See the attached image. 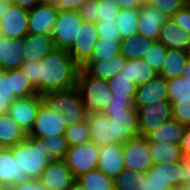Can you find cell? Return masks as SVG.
I'll return each instance as SVG.
<instances>
[{"instance_id": "obj_32", "label": "cell", "mask_w": 190, "mask_h": 190, "mask_svg": "<svg viewBox=\"0 0 190 190\" xmlns=\"http://www.w3.org/2000/svg\"><path fill=\"white\" fill-rule=\"evenodd\" d=\"M77 180L86 190H115L114 179L98 169L77 177Z\"/></svg>"}, {"instance_id": "obj_64", "label": "cell", "mask_w": 190, "mask_h": 190, "mask_svg": "<svg viewBox=\"0 0 190 190\" xmlns=\"http://www.w3.org/2000/svg\"><path fill=\"white\" fill-rule=\"evenodd\" d=\"M4 186L0 184V190H3Z\"/></svg>"}, {"instance_id": "obj_22", "label": "cell", "mask_w": 190, "mask_h": 190, "mask_svg": "<svg viewBox=\"0 0 190 190\" xmlns=\"http://www.w3.org/2000/svg\"><path fill=\"white\" fill-rule=\"evenodd\" d=\"M24 62L42 61L46 55L56 49L51 35L28 33L23 38Z\"/></svg>"}, {"instance_id": "obj_35", "label": "cell", "mask_w": 190, "mask_h": 190, "mask_svg": "<svg viewBox=\"0 0 190 190\" xmlns=\"http://www.w3.org/2000/svg\"><path fill=\"white\" fill-rule=\"evenodd\" d=\"M107 82L112 90L113 98H132L134 100L137 85L132 79L126 75L117 73Z\"/></svg>"}, {"instance_id": "obj_59", "label": "cell", "mask_w": 190, "mask_h": 190, "mask_svg": "<svg viewBox=\"0 0 190 190\" xmlns=\"http://www.w3.org/2000/svg\"><path fill=\"white\" fill-rule=\"evenodd\" d=\"M136 1L140 7H143V6L149 5L151 0H136Z\"/></svg>"}, {"instance_id": "obj_27", "label": "cell", "mask_w": 190, "mask_h": 190, "mask_svg": "<svg viewBox=\"0 0 190 190\" xmlns=\"http://www.w3.org/2000/svg\"><path fill=\"white\" fill-rule=\"evenodd\" d=\"M186 125L179 123L174 119L164 122L155 131L146 136L148 142L170 143L179 145L184 136Z\"/></svg>"}, {"instance_id": "obj_24", "label": "cell", "mask_w": 190, "mask_h": 190, "mask_svg": "<svg viewBox=\"0 0 190 190\" xmlns=\"http://www.w3.org/2000/svg\"><path fill=\"white\" fill-rule=\"evenodd\" d=\"M28 180L29 177L20 169L11 148H4L0 153V184L10 187Z\"/></svg>"}, {"instance_id": "obj_49", "label": "cell", "mask_w": 190, "mask_h": 190, "mask_svg": "<svg viewBox=\"0 0 190 190\" xmlns=\"http://www.w3.org/2000/svg\"><path fill=\"white\" fill-rule=\"evenodd\" d=\"M87 0H49L59 10L77 11Z\"/></svg>"}, {"instance_id": "obj_55", "label": "cell", "mask_w": 190, "mask_h": 190, "mask_svg": "<svg viewBox=\"0 0 190 190\" xmlns=\"http://www.w3.org/2000/svg\"><path fill=\"white\" fill-rule=\"evenodd\" d=\"M118 4V8L125 9V10H134L140 9L141 7L137 4L136 0H114Z\"/></svg>"}, {"instance_id": "obj_30", "label": "cell", "mask_w": 190, "mask_h": 190, "mask_svg": "<svg viewBox=\"0 0 190 190\" xmlns=\"http://www.w3.org/2000/svg\"><path fill=\"white\" fill-rule=\"evenodd\" d=\"M148 143L152 165L172 164L181 161L183 158L180 145L170 143Z\"/></svg>"}, {"instance_id": "obj_26", "label": "cell", "mask_w": 190, "mask_h": 190, "mask_svg": "<svg viewBox=\"0 0 190 190\" xmlns=\"http://www.w3.org/2000/svg\"><path fill=\"white\" fill-rule=\"evenodd\" d=\"M126 60L123 55L119 54L103 61H87L81 68L95 78L108 81L122 71Z\"/></svg>"}, {"instance_id": "obj_33", "label": "cell", "mask_w": 190, "mask_h": 190, "mask_svg": "<svg viewBox=\"0 0 190 190\" xmlns=\"http://www.w3.org/2000/svg\"><path fill=\"white\" fill-rule=\"evenodd\" d=\"M155 41L136 34L121 41V55L127 60L142 58L148 50V43Z\"/></svg>"}, {"instance_id": "obj_42", "label": "cell", "mask_w": 190, "mask_h": 190, "mask_svg": "<svg viewBox=\"0 0 190 190\" xmlns=\"http://www.w3.org/2000/svg\"><path fill=\"white\" fill-rule=\"evenodd\" d=\"M95 27L98 38L115 40L120 43L123 40L121 30L116 21H96Z\"/></svg>"}, {"instance_id": "obj_53", "label": "cell", "mask_w": 190, "mask_h": 190, "mask_svg": "<svg viewBox=\"0 0 190 190\" xmlns=\"http://www.w3.org/2000/svg\"><path fill=\"white\" fill-rule=\"evenodd\" d=\"M43 2H49V0H11L12 5L20 6L27 10L32 9Z\"/></svg>"}, {"instance_id": "obj_6", "label": "cell", "mask_w": 190, "mask_h": 190, "mask_svg": "<svg viewBox=\"0 0 190 190\" xmlns=\"http://www.w3.org/2000/svg\"><path fill=\"white\" fill-rule=\"evenodd\" d=\"M68 118L62 112L51 110L44 102L40 105L34 125L28 136L42 139L52 135H65Z\"/></svg>"}, {"instance_id": "obj_8", "label": "cell", "mask_w": 190, "mask_h": 190, "mask_svg": "<svg viewBox=\"0 0 190 190\" xmlns=\"http://www.w3.org/2000/svg\"><path fill=\"white\" fill-rule=\"evenodd\" d=\"M82 22L78 11L59 10L51 35L55 47L68 50L76 39Z\"/></svg>"}, {"instance_id": "obj_39", "label": "cell", "mask_w": 190, "mask_h": 190, "mask_svg": "<svg viewBox=\"0 0 190 190\" xmlns=\"http://www.w3.org/2000/svg\"><path fill=\"white\" fill-rule=\"evenodd\" d=\"M166 53L167 48L161 42L155 41L154 43H148V50L142 59L159 74L163 68Z\"/></svg>"}, {"instance_id": "obj_11", "label": "cell", "mask_w": 190, "mask_h": 190, "mask_svg": "<svg viewBox=\"0 0 190 190\" xmlns=\"http://www.w3.org/2000/svg\"><path fill=\"white\" fill-rule=\"evenodd\" d=\"M97 40L95 23L83 21L78 29L76 39L67 52L82 67L90 59Z\"/></svg>"}, {"instance_id": "obj_38", "label": "cell", "mask_w": 190, "mask_h": 190, "mask_svg": "<svg viewBox=\"0 0 190 190\" xmlns=\"http://www.w3.org/2000/svg\"><path fill=\"white\" fill-rule=\"evenodd\" d=\"M119 54H121L120 42L98 38L95 49L88 61H103Z\"/></svg>"}, {"instance_id": "obj_1", "label": "cell", "mask_w": 190, "mask_h": 190, "mask_svg": "<svg viewBox=\"0 0 190 190\" xmlns=\"http://www.w3.org/2000/svg\"><path fill=\"white\" fill-rule=\"evenodd\" d=\"M20 68L39 95L76 87L80 70L67 50L58 48L42 61L24 62Z\"/></svg>"}, {"instance_id": "obj_29", "label": "cell", "mask_w": 190, "mask_h": 190, "mask_svg": "<svg viewBox=\"0 0 190 190\" xmlns=\"http://www.w3.org/2000/svg\"><path fill=\"white\" fill-rule=\"evenodd\" d=\"M27 135L8 113L0 115V142L6 148H11L25 141Z\"/></svg>"}, {"instance_id": "obj_13", "label": "cell", "mask_w": 190, "mask_h": 190, "mask_svg": "<svg viewBox=\"0 0 190 190\" xmlns=\"http://www.w3.org/2000/svg\"><path fill=\"white\" fill-rule=\"evenodd\" d=\"M36 89L19 69L0 70V96L27 98L37 95Z\"/></svg>"}, {"instance_id": "obj_45", "label": "cell", "mask_w": 190, "mask_h": 190, "mask_svg": "<svg viewBox=\"0 0 190 190\" xmlns=\"http://www.w3.org/2000/svg\"><path fill=\"white\" fill-rule=\"evenodd\" d=\"M188 4V0H151L149 5L162 11L169 18Z\"/></svg>"}, {"instance_id": "obj_16", "label": "cell", "mask_w": 190, "mask_h": 190, "mask_svg": "<svg viewBox=\"0 0 190 190\" xmlns=\"http://www.w3.org/2000/svg\"><path fill=\"white\" fill-rule=\"evenodd\" d=\"M58 12L59 9L49 2H43L28 10V32L52 35Z\"/></svg>"}, {"instance_id": "obj_58", "label": "cell", "mask_w": 190, "mask_h": 190, "mask_svg": "<svg viewBox=\"0 0 190 190\" xmlns=\"http://www.w3.org/2000/svg\"><path fill=\"white\" fill-rule=\"evenodd\" d=\"M5 11V0H0V19L2 18V14Z\"/></svg>"}, {"instance_id": "obj_23", "label": "cell", "mask_w": 190, "mask_h": 190, "mask_svg": "<svg viewBox=\"0 0 190 190\" xmlns=\"http://www.w3.org/2000/svg\"><path fill=\"white\" fill-rule=\"evenodd\" d=\"M23 38L0 39V70L19 69L24 63Z\"/></svg>"}, {"instance_id": "obj_41", "label": "cell", "mask_w": 190, "mask_h": 190, "mask_svg": "<svg viewBox=\"0 0 190 190\" xmlns=\"http://www.w3.org/2000/svg\"><path fill=\"white\" fill-rule=\"evenodd\" d=\"M171 103L172 119L190 126V99H168Z\"/></svg>"}, {"instance_id": "obj_51", "label": "cell", "mask_w": 190, "mask_h": 190, "mask_svg": "<svg viewBox=\"0 0 190 190\" xmlns=\"http://www.w3.org/2000/svg\"><path fill=\"white\" fill-rule=\"evenodd\" d=\"M181 185L190 183V157L183 156L181 160Z\"/></svg>"}, {"instance_id": "obj_46", "label": "cell", "mask_w": 190, "mask_h": 190, "mask_svg": "<svg viewBox=\"0 0 190 190\" xmlns=\"http://www.w3.org/2000/svg\"><path fill=\"white\" fill-rule=\"evenodd\" d=\"M98 2L97 0H87L77 10L79 16L86 22L95 23L98 17Z\"/></svg>"}, {"instance_id": "obj_18", "label": "cell", "mask_w": 190, "mask_h": 190, "mask_svg": "<svg viewBox=\"0 0 190 190\" xmlns=\"http://www.w3.org/2000/svg\"><path fill=\"white\" fill-rule=\"evenodd\" d=\"M169 19L162 11L153 8L150 5L139 9V18L137 21L138 34L158 41L162 25Z\"/></svg>"}, {"instance_id": "obj_28", "label": "cell", "mask_w": 190, "mask_h": 190, "mask_svg": "<svg viewBox=\"0 0 190 190\" xmlns=\"http://www.w3.org/2000/svg\"><path fill=\"white\" fill-rule=\"evenodd\" d=\"M122 68L120 73L132 79L137 86L150 82L158 75L142 58L126 60Z\"/></svg>"}, {"instance_id": "obj_52", "label": "cell", "mask_w": 190, "mask_h": 190, "mask_svg": "<svg viewBox=\"0 0 190 190\" xmlns=\"http://www.w3.org/2000/svg\"><path fill=\"white\" fill-rule=\"evenodd\" d=\"M179 145L183 156L190 157V126H186L184 136Z\"/></svg>"}, {"instance_id": "obj_10", "label": "cell", "mask_w": 190, "mask_h": 190, "mask_svg": "<svg viewBox=\"0 0 190 190\" xmlns=\"http://www.w3.org/2000/svg\"><path fill=\"white\" fill-rule=\"evenodd\" d=\"M125 169L134 172H148L152 167L149 143L146 137L138 136L123 144Z\"/></svg>"}, {"instance_id": "obj_54", "label": "cell", "mask_w": 190, "mask_h": 190, "mask_svg": "<svg viewBox=\"0 0 190 190\" xmlns=\"http://www.w3.org/2000/svg\"><path fill=\"white\" fill-rule=\"evenodd\" d=\"M17 99H18V97L0 96V115L8 113L10 105Z\"/></svg>"}, {"instance_id": "obj_62", "label": "cell", "mask_w": 190, "mask_h": 190, "mask_svg": "<svg viewBox=\"0 0 190 190\" xmlns=\"http://www.w3.org/2000/svg\"><path fill=\"white\" fill-rule=\"evenodd\" d=\"M3 190H14V189L10 186V187H4Z\"/></svg>"}, {"instance_id": "obj_17", "label": "cell", "mask_w": 190, "mask_h": 190, "mask_svg": "<svg viewBox=\"0 0 190 190\" xmlns=\"http://www.w3.org/2000/svg\"><path fill=\"white\" fill-rule=\"evenodd\" d=\"M38 180L47 190H68L75 178L64 160L54 159L49 162Z\"/></svg>"}, {"instance_id": "obj_34", "label": "cell", "mask_w": 190, "mask_h": 190, "mask_svg": "<svg viewBox=\"0 0 190 190\" xmlns=\"http://www.w3.org/2000/svg\"><path fill=\"white\" fill-rule=\"evenodd\" d=\"M147 172L124 169L115 179V190H145Z\"/></svg>"}, {"instance_id": "obj_19", "label": "cell", "mask_w": 190, "mask_h": 190, "mask_svg": "<svg viewBox=\"0 0 190 190\" xmlns=\"http://www.w3.org/2000/svg\"><path fill=\"white\" fill-rule=\"evenodd\" d=\"M97 169L115 179L125 169L123 144L100 146Z\"/></svg>"}, {"instance_id": "obj_47", "label": "cell", "mask_w": 190, "mask_h": 190, "mask_svg": "<svg viewBox=\"0 0 190 190\" xmlns=\"http://www.w3.org/2000/svg\"><path fill=\"white\" fill-rule=\"evenodd\" d=\"M183 31L190 34V6L187 4L170 17Z\"/></svg>"}, {"instance_id": "obj_7", "label": "cell", "mask_w": 190, "mask_h": 190, "mask_svg": "<svg viewBox=\"0 0 190 190\" xmlns=\"http://www.w3.org/2000/svg\"><path fill=\"white\" fill-rule=\"evenodd\" d=\"M181 161L172 164H157L147 172L145 190H171L181 187Z\"/></svg>"}, {"instance_id": "obj_50", "label": "cell", "mask_w": 190, "mask_h": 190, "mask_svg": "<svg viewBox=\"0 0 190 190\" xmlns=\"http://www.w3.org/2000/svg\"><path fill=\"white\" fill-rule=\"evenodd\" d=\"M14 190H47L45 186L42 185L40 180L29 179L23 183L11 186Z\"/></svg>"}, {"instance_id": "obj_40", "label": "cell", "mask_w": 190, "mask_h": 190, "mask_svg": "<svg viewBox=\"0 0 190 190\" xmlns=\"http://www.w3.org/2000/svg\"><path fill=\"white\" fill-rule=\"evenodd\" d=\"M44 143V148L47 150L48 156L54 160H63L68 151L67 140L65 135H52L41 139Z\"/></svg>"}, {"instance_id": "obj_20", "label": "cell", "mask_w": 190, "mask_h": 190, "mask_svg": "<svg viewBox=\"0 0 190 190\" xmlns=\"http://www.w3.org/2000/svg\"><path fill=\"white\" fill-rule=\"evenodd\" d=\"M87 122L90 129L91 141L99 147L115 144V129L108 115L104 112L87 114Z\"/></svg>"}, {"instance_id": "obj_15", "label": "cell", "mask_w": 190, "mask_h": 190, "mask_svg": "<svg viewBox=\"0 0 190 190\" xmlns=\"http://www.w3.org/2000/svg\"><path fill=\"white\" fill-rule=\"evenodd\" d=\"M42 103L43 98L39 94L27 98H18L10 105L8 115L29 134L34 125L37 111Z\"/></svg>"}, {"instance_id": "obj_36", "label": "cell", "mask_w": 190, "mask_h": 190, "mask_svg": "<svg viewBox=\"0 0 190 190\" xmlns=\"http://www.w3.org/2000/svg\"><path fill=\"white\" fill-rule=\"evenodd\" d=\"M65 139L68 147L90 142L91 135L87 118L73 125L68 124L65 130Z\"/></svg>"}, {"instance_id": "obj_37", "label": "cell", "mask_w": 190, "mask_h": 190, "mask_svg": "<svg viewBox=\"0 0 190 190\" xmlns=\"http://www.w3.org/2000/svg\"><path fill=\"white\" fill-rule=\"evenodd\" d=\"M139 18V9L125 10L121 9L116 17L123 40L138 34L137 21Z\"/></svg>"}, {"instance_id": "obj_61", "label": "cell", "mask_w": 190, "mask_h": 190, "mask_svg": "<svg viewBox=\"0 0 190 190\" xmlns=\"http://www.w3.org/2000/svg\"><path fill=\"white\" fill-rule=\"evenodd\" d=\"M6 148L1 142H0V153Z\"/></svg>"}, {"instance_id": "obj_57", "label": "cell", "mask_w": 190, "mask_h": 190, "mask_svg": "<svg viewBox=\"0 0 190 190\" xmlns=\"http://www.w3.org/2000/svg\"><path fill=\"white\" fill-rule=\"evenodd\" d=\"M68 190H86L77 180H75Z\"/></svg>"}, {"instance_id": "obj_21", "label": "cell", "mask_w": 190, "mask_h": 190, "mask_svg": "<svg viewBox=\"0 0 190 190\" xmlns=\"http://www.w3.org/2000/svg\"><path fill=\"white\" fill-rule=\"evenodd\" d=\"M159 100H168L167 80L160 75L146 84L137 86L134 98L136 109Z\"/></svg>"}, {"instance_id": "obj_60", "label": "cell", "mask_w": 190, "mask_h": 190, "mask_svg": "<svg viewBox=\"0 0 190 190\" xmlns=\"http://www.w3.org/2000/svg\"><path fill=\"white\" fill-rule=\"evenodd\" d=\"M180 188H181L182 190H190V183H189V184L181 185Z\"/></svg>"}, {"instance_id": "obj_44", "label": "cell", "mask_w": 190, "mask_h": 190, "mask_svg": "<svg viewBox=\"0 0 190 190\" xmlns=\"http://www.w3.org/2000/svg\"><path fill=\"white\" fill-rule=\"evenodd\" d=\"M97 2V21H115L120 11L117 5L118 3L114 0H97Z\"/></svg>"}, {"instance_id": "obj_3", "label": "cell", "mask_w": 190, "mask_h": 190, "mask_svg": "<svg viewBox=\"0 0 190 190\" xmlns=\"http://www.w3.org/2000/svg\"><path fill=\"white\" fill-rule=\"evenodd\" d=\"M76 88L79 91L87 113L103 112L111 99L112 90L108 82L89 75L80 67Z\"/></svg>"}, {"instance_id": "obj_14", "label": "cell", "mask_w": 190, "mask_h": 190, "mask_svg": "<svg viewBox=\"0 0 190 190\" xmlns=\"http://www.w3.org/2000/svg\"><path fill=\"white\" fill-rule=\"evenodd\" d=\"M109 116L115 129V144H124L132 138L140 136L138 112L134 107L130 110L103 111Z\"/></svg>"}, {"instance_id": "obj_5", "label": "cell", "mask_w": 190, "mask_h": 190, "mask_svg": "<svg viewBox=\"0 0 190 190\" xmlns=\"http://www.w3.org/2000/svg\"><path fill=\"white\" fill-rule=\"evenodd\" d=\"M99 146L93 141L71 146L63 159L76 179L82 174L97 169Z\"/></svg>"}, {"instance_id": "obj_25", "label": "cell", "mask_w": 190, "mask_h": 190, "mask_svg": "<svg viewBox=\"0 0 190 190\" xmlns=\"http://www.w3.org/2000/svg\"><path fill=\"white\" fill-rule=\"evenodd\" d=\"M158 41L167 49L190 52V34L171 18L162 25Z\"/></svg>"}, {"instance_id": "obj_56", "label": "cell", "mask_w": 190, "mask_h": 190, "mask_svg": "<svg viewBox=\"0 0 190 190\" xmlns=\"http://www.w3.org/2000/svg\"><path fill=\"white\" fill-rule=\"evenodd\" d=\"M181 78L190 81V59L187 61L185 67L183 68V72L181 73Z\"/></svg>"}, {"instance_id": "obj_9", "label": "cell", "mask_w": 190, "mask_h": 190, "mask_svg": "<svg viewBox=\"0 0 190 190\" xmlns=\"http://www.w3.org/2000/svg\"><path fill=\"white\" fill-rule=\"evenodd\" d=\"M140 136L146 137L164 122L172 119L171 103L169 100H159L137 109Z\"/></svg>"}, {"instance_id": "obj_12", "label": "cell", "mask_w": 190, "mask_h": 190, "mask_svg": "<svg viewBox=\"0 0 190 190\" xmlns=\"http://www.w3.org/2000/svg\"><path fill=\"white\" fill-rule=\"evenodd\" d=\"M0 19V32L4 37L24 38L28 32V10L5 1V11Z\"/></svg>"}, {"instance_id": "obj_43", "label": "cell", "mask_w": 190, "mask_h": 190, "mask_svg": "<svg viewBox=\"0 0 190 190\" xmlns=\"http://www.w3.org/2000/svg\"><path fill=\"white\" fill-rule=\"evenodd\" d=\"M168 99H190V81L177 77L167 80Z\"/></svg>"}, {"instance_id": "obj_4", "label": "cell", "mask_w": 190, "mask_h": 190, "mask_svg": "<svg viewBox=\"0 0 190 190\" xmlns=\"http://www.w3.org/2000/svg\"><path fill=\"white\" fill-rule=\"evenodd\" d=\"M43 102L56 112L68 118V124L80 122L87 118V111L81 95L76 87L64 90L53 91L42 95Z\"/></svg>"}, {"instance_id": "obj_48", "label": "cell", "mask_w": 190, "mask_h": 190, "mask_svg": "<svg viewBox=\"0 0 190 190\" xmlns=\"http://www.w3.org/2000/svg\"><path fill=\"white\" fill-rule=\"evenodd\" d=\"M134 108L132 98H112L104 111L130 110Z\"/></svg>"}, {"instance_id": "obj_63", "label": "cell", "mask_w": 190, "mask_h": 190, "mask_svg": "<svg viewBox=\"0 0 190 190\" xmlns=\"http://www.w3.org/2000/svg\"><path fill=\"white\" fill-rule=\"evenodd\" d=\"M171 190H182V189L179 187V188H172Z\"/></svg>"}, {"instance_id": "obj_31", "label": "cell", "mask_w": 190, "mask_h": 190, "mask_svg": "<svg viewBox=\"0 0 190 190\" xmlns=\"http://www.w3.org/2000/svg\"><path fill=\"white\" fill-rule=\"evenodd\" d=\"M190 59V52L167 49L164 58L163 68L158 74L166 80L175 79L181 76L183 68Z\"/></svg>"}, {"instance_id": "obj_2", "label": "cell", "mask_w": 190, "mask_h": 190, "mask_svg": "<svg viewBox=\"0 0 190 190\" xmlns=\"http://www.w3.org/2000/svg\"><path fill=\"white\" fill-rule=\"evenodd\" d=\"M11 150L20 169L24 170L29 179H39L52 160L44 148L43 141L28 135L25 141L11 147Z\"/></svg>"}]
</instances>
